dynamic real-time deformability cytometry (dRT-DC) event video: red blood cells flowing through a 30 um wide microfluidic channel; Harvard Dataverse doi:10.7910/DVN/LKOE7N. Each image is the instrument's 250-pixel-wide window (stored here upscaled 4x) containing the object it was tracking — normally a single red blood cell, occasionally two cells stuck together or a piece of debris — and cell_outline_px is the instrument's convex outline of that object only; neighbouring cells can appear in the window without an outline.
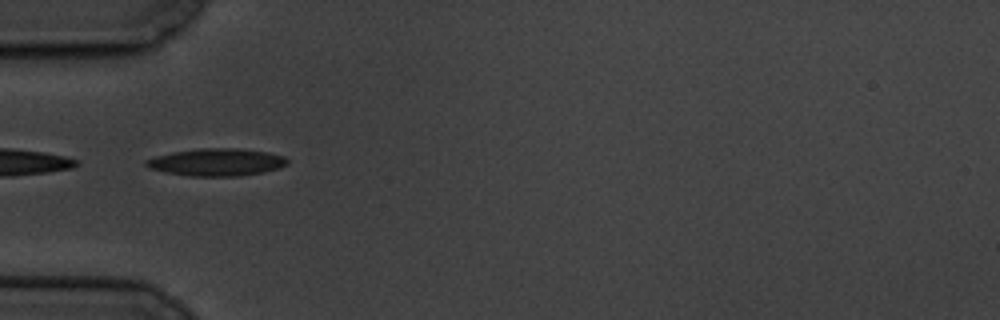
{"species": "common noctule bat (a hibernating species)", "species_latin": "Nyctalus noctula", "temperature_condition": "cold", "stored_images_in_passage": 6, "camera_frame_rate_fps": 3000, "um_per_image_px": 0.085, "animal": {"sex": "male", "body_mass_g": 19.5, "forearm_length_mm": 54.6}, "frame": {"image": 1, "passage_image": 5, "time_ms": 5.667, "image_size_px": [1000, 320], "cell_outline_px": [[288, 164], [280, 168], [264, 172], [240, 176], [188, 176], [148, 168], [144, 164], [144, 160], [156, 156], [172, 152], [200, 148], [236, 148], [268, 152], [284, 156], [288, 160]], "centroid_in_image_um": [18.43, 13.78], "position_along_channel_um": 66.6, "area_um2": 22.66}}